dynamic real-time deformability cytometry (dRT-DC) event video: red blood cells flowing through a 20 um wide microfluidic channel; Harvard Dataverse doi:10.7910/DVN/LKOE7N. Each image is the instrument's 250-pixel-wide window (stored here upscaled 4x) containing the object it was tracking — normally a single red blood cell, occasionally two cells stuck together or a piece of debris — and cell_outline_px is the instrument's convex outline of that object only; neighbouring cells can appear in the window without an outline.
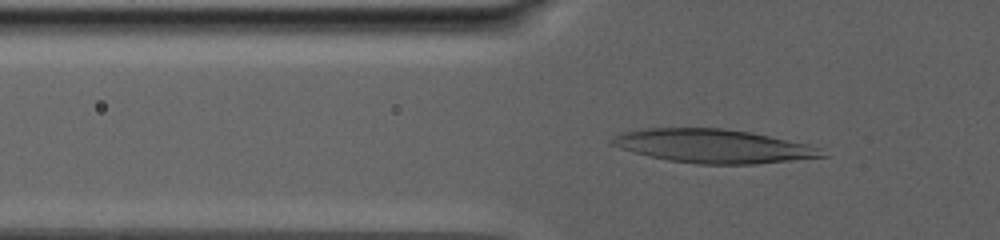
{"species": "human", "species_latin": "Homo sapiens", "temperature_condition": "warm", "stored_images_in_passage": 40, "camera_frame_rate_fps": 3000, "um_per_image_px": 0.085, "donor": {"sex": "male"}, "frame": {"image": 1, "passage_image": 5, "time_ms": 2.333, "image_size_px": [1000, 240], "cell_outline_px": [[828, 156], [756, 164], [696, 164], [668, 160], [648, 156], [632, 152], [608, 144], [608, 140], [620, 132], [648, 128], [720, 128], [748, 132], [808, 144], [820, 148]], "centroid_in_image_um": [60.56, 12.42], "position_along_channel_um": 65.2, "area_um2": 41.15}}
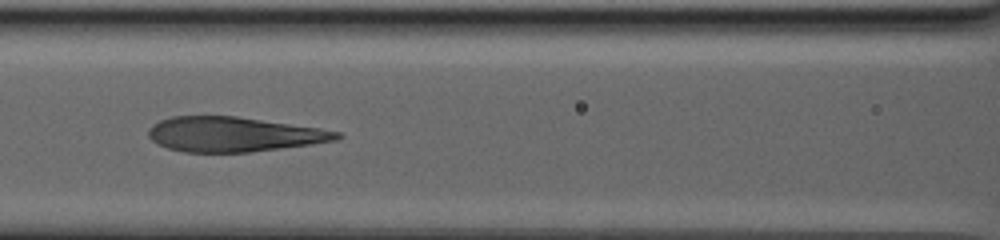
{"frame": {"image": 2, "passage_image": 14, "time_ms": 6.0, "image_size_px": [1000, 240], "cell_outline_px": [[344, 136], [336, 140], [280, 148], [248, 152], [184, 152], [168, 148], [152, 140], [148, 136], [148, 128], [152, 124], [160, 120], [172, 116], [236, 116], [320, 128], [340, 132]], "centroid_in_image_um": [19.83, 11.41], "position_along_channel_um": 146.8, "area_um2": 37.92}}
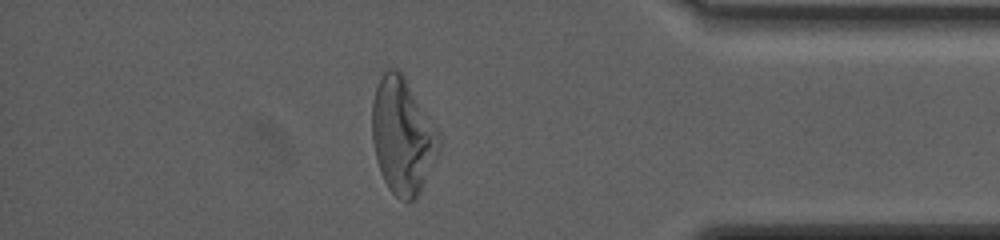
{"frame": {"image": 3, "passage_image": 31, "time_ms": 17.0, "image_size_px": [1000, 240], "cell_outline_px": [[440, 152], [416, 200], [400, 200], [388, 188], [380, 172], [376, 160], [372, 140], [372, 100], [376, 88], [384, 72], [388, 68], [396, 68], [404, 76], [440, 132]], "centroid_in_image_um": [34.23, 11.58], "position_along_channel_um": 401.0, "area_um2": 45.49}, "authors_computed_cell_mechanics": {"area_um2": 40.5467, "velocity_mm_per_s": 2.5002, "shape_relaxation_time_tau1_ms": 9.3742, "shape_relaxation_time_tau2_ms": 1.5244, "deformation_change_tau1": 0.3023, "deformation_change_tau2": 0.1006}}